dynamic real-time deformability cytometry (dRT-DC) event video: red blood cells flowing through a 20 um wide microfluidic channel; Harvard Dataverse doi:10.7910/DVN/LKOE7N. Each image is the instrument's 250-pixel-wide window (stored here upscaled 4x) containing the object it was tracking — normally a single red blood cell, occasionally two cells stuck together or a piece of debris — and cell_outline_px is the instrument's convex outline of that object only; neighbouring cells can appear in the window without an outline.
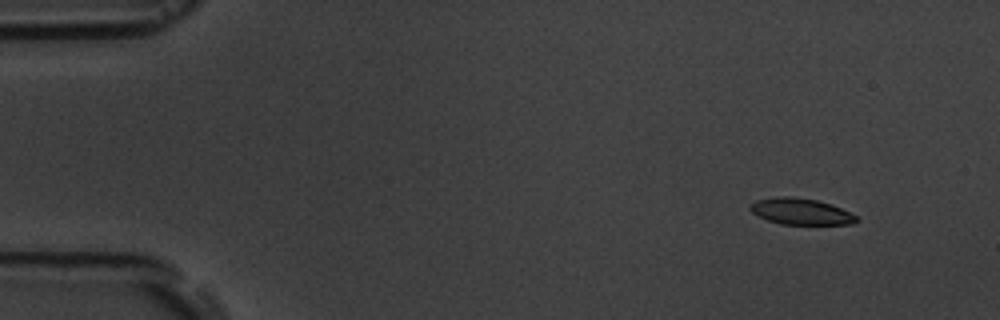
{"species": "common noctule bat (a hibernating species)", "species_latin": "Nyctalus noctula", "temperature_condition": "room temperature", "stored_images_in_passage": 16, "camera_frame_rate_fps": 3000, "um_per_image_px": 0.085, "animal": {"sex": "male", "body_mass_g": 19.5, "forearm_length_mm": 54.6}, "frame": {"image": 1, "passage_image": 1, "time_ms": 0.0, "image_size_px": [1000, 320], "cell_outline_px": [[860, 220], [852, 224], [780, 224], [768, 220], [752, 212], [748, 208], [756, 200], [776, 196], [792, 196], [816, 200], [832, 204], [856, 216]], "centroid_in_image_um": [68.07, 17.97], "position_along_channel_um": 16.9, "area_um2": 16.18}}
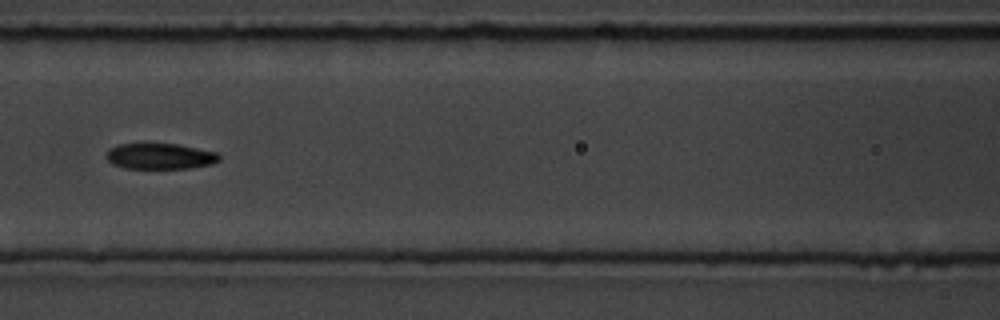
{"frame": {"image": 2, "passage_image": 7, "time_ms": 6.667, "image_size_px": [1000, 320], "cell_outline_px": [[220, 160], [212, 164], [188, 168], [124, 168], [112, 164], [104, 156], [108, 148], [116, 144], [180, 144], [216, 152], [220, 156]], "centroid_in_image_um": [13.57, 13.27], "position_along_channel_um": 153.0, "area_um2": 17.11}}
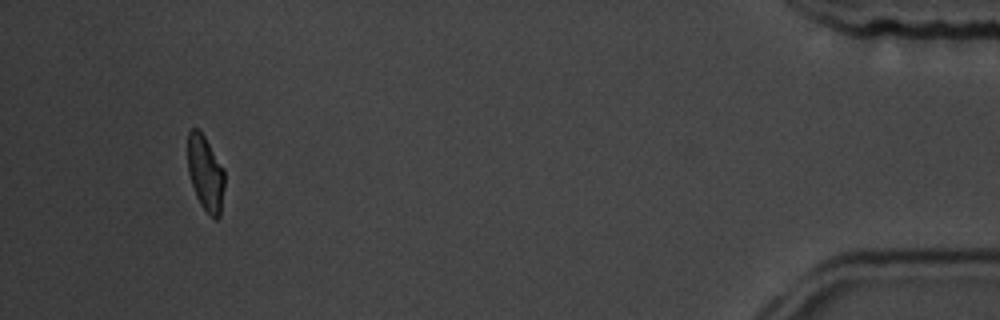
{"frame": {"image": 3, "passage_image": 15, "time_ms": 16.0, "image_size_px": [1000, 320], "cell_outline_px": [[224, 188], [220, 216], [216, 220], [200, 204], [196, 196], [188, 172], [188, 132], [192, 128], [200, 128], [224, 172]], "centroid_in_image_um": [17.45, 14.72], "position_along_channel_um": 417.7, "area_um2": 15.9}, "authors_computed_cell_mechanics": {"area_um2": 17.4267, "velocity_mm_per_s": 3.6098, "shape_relaxation_time_tau1_ms": 2.3884, "shape_relaxation_time_tau2_ms": 1.7972, "deformation_change_tau1": 0.1131, "deformation_change_tau2": 0.0648}}